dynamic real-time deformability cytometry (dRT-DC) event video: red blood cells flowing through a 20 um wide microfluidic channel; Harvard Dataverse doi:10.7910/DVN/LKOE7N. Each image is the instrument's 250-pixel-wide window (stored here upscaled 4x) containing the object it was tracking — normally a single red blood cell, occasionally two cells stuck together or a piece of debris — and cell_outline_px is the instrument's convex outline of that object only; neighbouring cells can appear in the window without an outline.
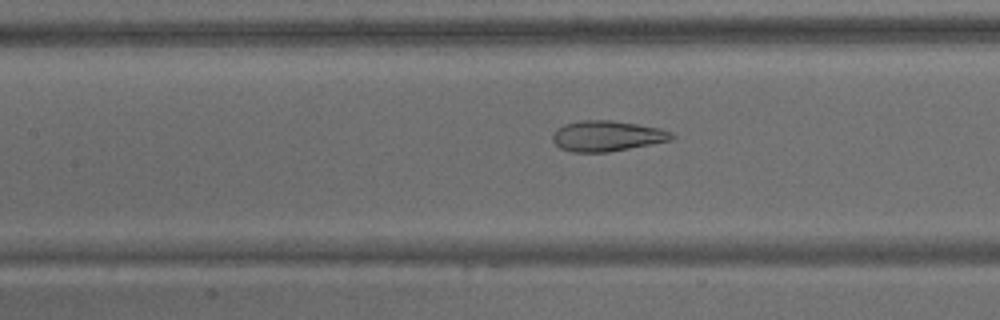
{"species": "common noctule bat (a hibernating species)", "species_latin": "Nyctalus noctula", "temperature_condition": "warm", "stored_images_in_passage": 65, "camera_frame_rate_fps": 3000, "um_per_image_px": 0.085, "animal": {"sex": "male", "body_mass_g": 15.6}, "frame": {"image": 1, "passage_image": 29, "time_ms": 9.333, "image_size_px": [1000, 320], "cell_outline_px": [[676, 136], [672, 140], [608, 152], [572, 152], [560, 148], [552, 140], [552, 136], [564, 124], [580, 120], [612, 120], [660, 128], [672, 132]], "centroid_in_image_um": [51.62, 11.56], "position_along_channel_um": 155.8, "area_um2": 21.1}}
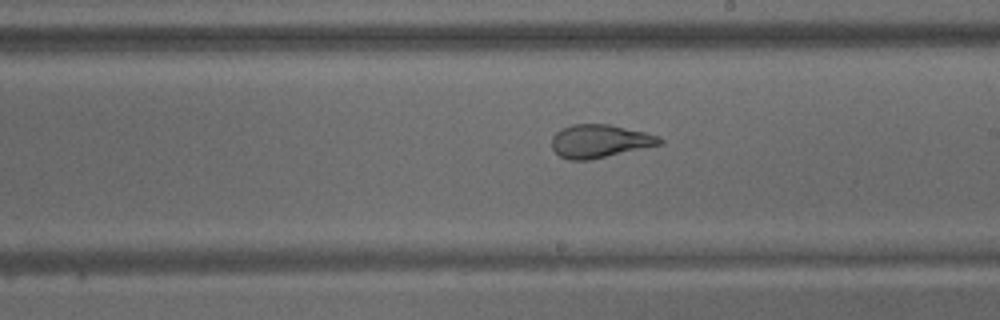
{"frame": {"image": 2, "passage_image": 37, "time_ms": 12.0, "image_size_px": [1000, 320], "cell_outline_px": [[664, 144], [588, 160], [568, 160], [560, 156], [552, 148], [552, 136], [560, 128], [572, 124], [608, 124], [644, 132], [660, 136], [664, 140]], "centroid_in_image_um": [50.98, 11.99], "position_along_channel_um": 238.0, "area_um2": 20.92}}
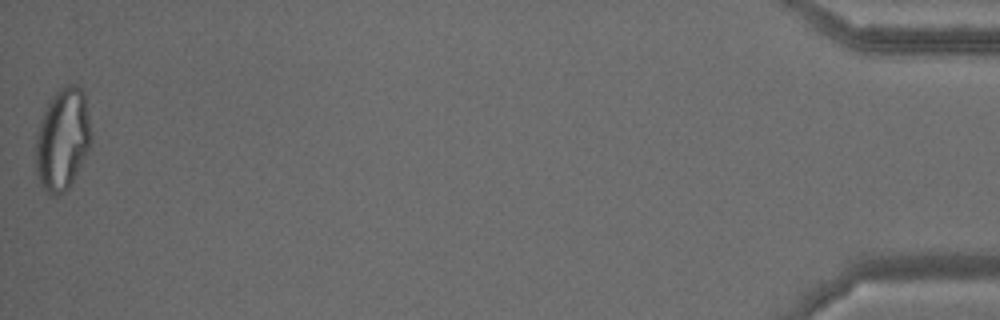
{"frame": {"image": 3, "passage_image": 65, "time_ms": 21.333, "image_size_px": [1000, 320], "cell_outline_px": [[92, 140], [68, 188], [60, 196], [48, 196], [40, 184], [36, 176], [36, 136], [40, 120], [48, 100], [56, 92], [68, 84], [76, 84], [84, 92], [92, 132]], "centroid_in_image_um": [5.29, 11.84], "position_along_channel_um": 429.9, "area_um2": 33.06}, "authors_computed_cell_mechanics": {"area_um2": 27.3394, "velocity_mm_per_s": 3.0959, "shape_relaxation_time_tau1_ms": null, "shape_relaxation_time_tau2_ms": 0.953, "deformation_change_tau1": null, "deformation_change_tau2": 0.081}}